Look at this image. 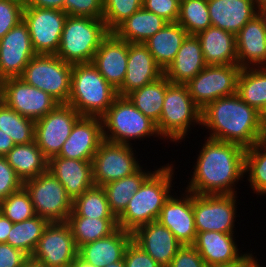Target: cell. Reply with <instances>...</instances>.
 I'll use <instances>...</instances> for the list:
<instances>
[{
	"instance_id": "cell-1",
	"label": "cell",
	"mask_w": 266,
	"mask_h": 267,
	"mask_svg": "<svg viewBox=\"0 0 266 267\" xmlns=\"http://www.w3.org/2000/svg\"><path fill=\"white\" fill-rule=\"evenodd\" d=\"M204 142L185 190L200 195L237 194L236 185L245 177L246 149L208 137Z\"/></svg>"
},
{
	"instance_id": "cell-2",
	"label": "cell",
	"mask_w": 266,
	"mask_h": 267,
	"mask_svg": "<svg viewBox=\"0 0 266 267\" xmlns=\"http://www.w3.org/2000/svg\"><path fill=\"white\" fill-rule=\"evenodd\" d=\"M211 139L235 143L244 149L265 140L261 113L245 103L237 93L209 103L201 110V128Z\"/></svg>"
},
{
	"instance_id": "cell-3",
	"label": "cell",
	"mask_w": 266,
	"mask_h": 267,
	"mask_svg": "<svg viewBox=\"0 0 266 267\" xmlns=\"http://www.w3.org/2000/svg\"><path fill=\"white\" fill-rule=\"evenodd\" d=\"M174 170L172 162L155 168L117 217L119 228L133 233L137 228L157 221L164 203L173 194Z\"/></svg>"
},
{
	"instance_id": "cell-4",
	"label": "cell",
	"mask_w": 266,
	"mask_h": 267,
	"mask_svg": "<svg viewBox=\"0 0 266 267\" xmlns=\"http://www.w3.org/2000/svg\"><path fill=\"white\" fill-rule=\"evenodd\" d=\"M118 96L115 89L91 63L72 65L67 104L81 116L102 117Z\"/></svg>"
},
{
	"instance_id": "cell-5",
	"label": "cell",
	"mask_w": 266,
	"mask_h": 267,
	"mask_svg": "<svg viewBox=\"0 0 266 267\" xmlns=\"http://www.w3.org/2000/svg\"><path fill=\"white\" fill-rule=\"evenodd\" d=\"M109 33L103 19L68 15L56 55L72 65L91 63Z\"/></svg>"
},
{
	"instance_id": "cell-6",
	"label": "cell",
	"mask_w": 266,
	"mask_h": 267,
	"mask_svg": "<svg viewBox=\"0 0 266 267\" xmlns=\"http://www.w3.org/2000/svg\"><path fill=\"white\" fill-rule=\"evenodd\" d=\"M105 141L133 145L130 141H142L147 137L162 139L156 123L139 111L127 96H117L101 117Z\"/></svg>"
},
{
	"instance_id": "cell-7",
	"label": "cell",
	"mask_w": 266,
	"mask_h": 267,
	"mask_svg": "<svg viewBox=\"0 0 266 267\" xmlns=\"http://www.w3.org/2000/svg\"><path fill=\"white\" fill-rule=\"evenodd\" d=\"M201 126V109L189 94L186 84L169 83L166 87L162 114L156 124L162 140L185 141L191 126ZM182 140V141H181Z\"/></svg>"
},
{
	"instance_id": "cell-8",
	"label": "cell",
	"mask_w": 266,
	"mask_h": 267,
	"mask_svg": "<svg viewBox=\"0 0 266 267\" xmlns=\"http://www.w3.org/2000/svg\"><path fill=\"white\" fill-rule=\"evenodd\" d=\"M72 64L57 55L36 54L20 76L26 83L67 103L71 89Z\"/></svg>"
},
{
	"instance_id": "cell-9",
	"label": "cell",
	"mask_w": 266,
	"mask_h": 267,
	"mask_svg": "<svg viewBox=\"0 0 266 267\" xmlns=\"http://www.w3.org/2000/svg\"><path fill=\"white\" fill-rule=\"evenodd\" d=\"M29 193L34 212L51 222H67L73 200L64 186L49 171L23 182Z\"/></svg>"
},
{
	"instance_id": "cell-10",
	"label": "cell",
	"mask_w": 266,
	"mask_h": 267,
	"mask_svg": "<svg viewBox=\"0 0 266 267\" xmlns=\"http://www.w3.org/2000/svg\"><path fill=\"white\" fill-rule=\"evenodd\" d=\"M241 69L237 64L207 65L186 83L195 104L202 110L216 99L237 93Z\"/></svg>"
},
{
	"instance_id": "cell-11",
	"label": "cell",
	"mask_w": 266,
	"mask_h": 267,
	"mask_svg": "<svg viewBox=\"0 0 266 267\" xmlns=\"http://www.w3.org/2000/svg\"><path fill=\"white\" fill-rule=\"evenodd\" d=\"M237 194H193L196 232L234 233L237 214Z\"/></svg>"
},
{
	"instance_id": "cell-12",
	"label": "cell",
	"mask_w": 266,
	"mask_h": 267,
	"mask_svg": "<svg viewBox=\"0 0 266 267\" xmlns=\"http://www.w3.org/2000/svg\"><path fill=\"white\" fill-rule=\"evenodd\" d=\"M8 107L34 121L53 111L60 103L48 93L26 83L20 77L1 80V96Z\"/></svg>"
},
{
	"instance_id": "cell-13",
	"label": "cell",
	"mask_w": 266,
	"mask_h": 267,
	"mask_svg": "<svg viewBox=\"0 0 266 267\" xmlns=\"http://www.w3.org/2000/svg\"><path fill=\"white\" fill-rule=\"evenodd\" d=\"M132 145L103 141L92 160L93 182L103 186L136 172L141 164ZM135 151V152H134Z\"/></svg>"
},
{
	"instance_id": "cell-14",
	"label": "cell",
	"mask_w": 266,
	"mask_h": 267,
	"mask_svg": "<svg viewBox=\"0 0 266 267\" xmlns=\"http://www.w3.org/2000/svg\"><path fill=\"white\" fill-rule=\"evenodd\" d=\"M67 16L58 9L24 7L23 21L36 54L56 55Z\"/></svg>"
},
{
	"instance_id": "cell-15",
	"label": "cell",
	"mask_w": 266,
	"mask_h": 267,
	"mask_svg": "<svg viewBox=\"0 0 266 267\" xmlns=\"http://www.w3.org/2000/svg\"><path fill=\"white\" fill-rule=\"evenodd\" d=\"M80 117L71 105L60 103L53 111L35 121V141L48 160L58 156Z\"/></svg>"
},
{
	"instance_id": "cell-16",
	"label": "cell",
	"mask_w": 266,
	"mask_h": 267,
	"mask_svg": "<svg viewBox=\"0 0 266 267\" xmlns=\"http://www.w3.org/2000/svg\"><path fill=\"white\" fill-rule=\"evenodd\" d=\"M71 228L67 222H51L45 227L32 258L47 267H69L77 258Z\"/></svg>"
},
{
	"instance_id": "cell-17",
	"label": "cell",
	"mask_w": 266,
	"mask_h": 267,
	"mask_svg": "<svg viewBox=\"0 0 266 267\" xmlns=\"http://www.w3.org/2000/svg\"><path fill=\"white\" fill-rule=\"evenodd\" d=\"M35 55L28 26L22 20L0 40V79L20 77Z\"/></svg>"
},
{
	"instance_id": "cell-18",
	"label": "cell",
	"mask_w": 266,
	"mask_h": 267,
	"mask_svg": "<svg viewBox=\"0 0 266 267\" xmlns=\"http://www.w3.org/2000/svg\"><path fill=\"white\" fill-rule=\"evenodd\" d=\"M157 221L168 228L182 245H193L197 237L193 193L184 190L181 197L171 194L164 203Z\"/></svg>"
},
{
	"instance_id": "cell-19",
	"label": "cell",
	"mask_w": 266,
	"mask_h": 267,
	"mask_svg": "<svg viewBox=\"0 0 266 267\" xmlns=\"http://www.w3.org/2000/svg\"><path fill=\"white\" fill-rule=\"evenodd\" d=\"M103 141L102 118L81 116L72 127L58 157L92 161Z\"/></svg>"
},
{
	"instance_id": "cell-20",
	"label": "cell",
	"mask_w": 266,
	"mask_h": 267,
	"mask_svg": "<svg viewBox=\"0 0 266 267\" xmlns=\"http://www.w3.org/2000/svg\"><path fill=\"white\" fill-rule=\"evenodd\" d=\"M129 42L110 32L100 43L92 64L105 80L118 89L125 79Z\"/></svg>"
},
{
	"instance_id": "cell-21",
	"label": "cell",
	"mask_w": 266,
	"mask_h": 267,
	"mask_svg": "<svg viewBox=\"0 0 266 267\" xmlns=\"http://www.w3.org/2000/svg\"><path fill=\"white\" fill-rule=\"evenodd\" d=\"M163 75L164 71L144 44L129 43L126 75L117 93L119 96H127Z\"/></svg>"
},
{
	"instance_id": "cell-22",
	"label": "cell",
	"mask_w": 266,
	"mask_h": 267,
	"mask_svg": "<svg viewBox=\"0 0 266 267\" xmlns=\"http://www.w3.org/2000/svg\"><path fill=\"white\" fill-rule=\"evenodd\" d=\"M237 65L241 68L266 67L264 11H260L235 35Z\"/></svg>"
},
{
	"instance_id": "cell-23",
	"label": "cell",
	"mask_w": 266,
	"mask_h": 267,
	"mask_svg": "<svg viewBox=\"0 0 266 267\" xmlns=\"http://www.w3.org/2000/svg\"><path fill=\"white\" fill-rule=\"evenodd\" d=\"M132 240L162 267H167L182 244L175 235L158 221L137 228Z\"/></svg>"
},
{
	"instance_id": "cell-24",
	"label": "cell",
	"mask_w": 266,
	"mask_h": 267,
	"mask_svg": "<svg viewBox=\"0 0 266 267\" xmlns=\"http://www.w3.org/2000/svg\"><path fill=\"white\" fill-rule=\"evenodd\" d=\"M48 171L64 186L72 200L94 186L92 161L52 157Z\"/></svg>"
},
{
	"instance_id": "cell-25",
	"label": "cell",
	"mask_w": 266,
	"mask_h": 267,
	"mask_svg": "<svg viewBox=\"0 0 266 267\" xmlns=\"http://www.w3.org/2000/svg\"><path fill=\"white\" fill-rule=\"evenodd\" d=\"M131 240L132 233L118 227L112 234L80 246L77 257L89 265L104 267L121 261Z\"/></svg>"
},
{
	"instance_id": "cell-26",
	"label": "cell",
	"mask_w": 266,
	"mask_h": 267,
	"mask_svg": "<svg viewBox=\"0 0 266 267\" xmlns=\"http://www.w3.org/2000/svg\"><path fill=\"white\" fill-rule=\"evenodd\" d=\"M212 26L236 35L260 10L252 0H207Z\"/></svg>"
},
{
	"instance_id": "cell-27",
	"label": "cell",
	"mask_w": 266,
	"mask_h": 267,
	"mask_svg": "<svg viewBox=\"0 0 266 267\" xmlns=\"http://www.w3.org/2000/svg\"><path fill=\"white\" fill-rule=\"evenodd\" d=\"M234 233L217 231L198 232L193 246L201 255L206 266L228 264L239 261L247 252H239Z\"/></svg>"
},
{
	"instance_id": "cell-28",
	"label": "cell",
	"mask_w": 266,
	"mask_h": 267,
	"mask_svg": "<svg viewBox=\"0 0 266 267\" xmlns=\"http://www.w3.org/2000/svg\"><path fill=\"white\" fill-rule=\"evenodd\" d=\"M206 66L200 41L196 35H187L164 76L170 83L186 84Z\"/></svg>"
},
{
	"instance_id": "cell-29",
	"label": "cell",
	"mask_w": 266,
	"mask_h": 267,
	"mask_svg": "<svg viewBox=\"0 0 266 267\" xmlns=\"http://www.w3.org/2000/svg\"><path fill=\"white\" fill-rule=\"evenodd\" d=\"M196 37L200 41L206 65L237 64L236 37L233 33L210 26Z\"/></svg>"
},
{
	"instance_id": "cell-30",
	"label": "cell",
	"mask_w": 266,
	"mask_h": 267,
	"mask_svg": "<svg viewBox=\"0 0 266 267\" xmlns=\"http://www.w3.org/2000/svg\"><path fill=\"white\" fill-rule=\"evenodd\" d=\"M187 35V31L178 22H168L144 45L164 71L174 60Z\"/></svg>"
},
{
	"instance_id": "cell-31",
	"label": "cell",
	"mask_w": 266,
	"mask_h": 267,
	"mask_svg": "<svg viewBox=\"0 0 266 267\" xmlns=\"http://www.w3.org/2000/svg\"><path fill=\"white\" fill-rule=\"evenodd\" d=\"M166 24L168 22L164 18L142 7L121 23L113 33L129 43L144 44Z\"/></svg>"
},
{
	"instance_id": "cell-32",
	"label": "cell",
	"mask_w": 266,
	"mask_h": 267,
	"mask_svg": "<svg viewBox=\"0 0 266 267\" xmlns=\"http://www.w3.org/2000/svg\"><path fill=\"white\" fill-rule=\"evenodd\" d=\"M5 158L22 182L48 171V159L38 148L36 141L15 145Z\"/></svg>"
},
{
	"instance_id": "cell-33",
	"label": "cell",
	"mask_w": 266,
	"mask_h": 267,
	"mask_svg": "<svg viewBox=\"0 0 266 267\" xmlns=\"http://www.w3.org/2000/svg\"><path fill=\"white\" fill-rule=\"evenodd\" d=\"M143 165L132 175L108 182L102 188L105 191L109 206L113 214L118 217L127 207L134 193L143 182L154 172L143 169ZM152 171V172H151Z\"/></svg>"
},
{
	"instance_id": "cell-34",
	"label": "cell",
	"mask_w": 266,
	"mask_h": 267,
	"mask_svg": "<svg viewBox=\"0 0 266 267\" xmlns=\"http://www.w3.org/2000/svg\"><path fill=\"white\" fill-rule=\"evenodd\" d=\"M170 81L163 75L127 95L132 104L156 124L162 114L166 87Z\"/></svg>"
},
{
	"instance_id": "cell-35",
	"label": "cell",
	"mask_w": 266,
	"mask_h": 267,
	"mask_svg": "<svg viewBox=\"0 0 266 267\" xmlns=\"http://www.w3.org/2000/svg\"><path fill=\"white\" fill-rule=\"evenodd\" d=\"M237 94L262 113L266 107V67L242 68L237 81Z\"/></svg>"
},
{
	"instance_id": "cell-36",
	"label": "cell",
	"mask_w": 266,
	"mask_h": 267,
	"mask_svg": "<svg viewBox=\"0 0 266 267\" xmlns=\"http://www.w3.org/2000/svg\"><path fill=\"white\" fill-rule=\"evenodd\" d=\"M77 249L87 243L112 234L117 228V218H89L69 216L67 219Z\"/></svg>"
},
{
	"instance_id": "cell-37",
	"label": "cell",
	"mask_w": 266,
	"mask_h": 267,
	"mask_svg": "<svg viewBox=\"0 0 266 267\" xmlns=\"http://www.w3.org/2000/svg\"><path fill=\"white\" fill-rule=\"evenodd\" d=\"M48 223L46 219L38 215L19 223H13L7 243L31 257Z\"/></svg>"
},
{
	"instance_id": "cell-38",
	"label": "cell",
	"mask_w": 266,
	"mask_h": 267,
	"mask_svg": "<svg viewBox=\"0 0 266 267\" xmlns=\"http://www.w3.org/2000/svg\"><path fill=\"white\" fill-rule=\"evenodd\" d=\"M0 130L9 135L15 145L35 141V121L20 115L1 100Z\"/></svg>"
},
{
	"instance_id": "cell-39",
	"label": "cell",
	"mask_w": 266,
	"mask_h": 267,
	"mask_svg": "<svg viewBox=\"0 0 266 267\" xmlns=\"http://www.w3.org/2000/svg\"><path fill=\"white\" fill-rule=\"evenodd\" d=\"M69 216L117 218L110 209L102 186L95 185L73 200L72 212Z\"/></svg>"
},
{
	"instance_id": "cell-40",
	"label": "cell",
	"mask_w": 266,
	"mask_h": 267,
	"mask_svg": "<svg viewBox=\"0 0 266 267\" xmlns=\"http://www.w3.org/2000/svg\"><path fill=\"white\" fill-rule=\"evenodd\" d=\"M244 174L253 193L265 196L266 194V141L254 144L245 151Z\"/></svg>"
},
{
	"instance_id": "cell-41",
	"label": "cell",
	"mask_w": 266,
	"mask_h": 267,
	"mask_svg": "<svg viewBox=\"0 0 266 267\" xmlns=\"http://www.w3.org/2000/svg\"><path fill=\"white\" fill-rule=\"evenodd\" d=\"M188 33L196 35L212 26L207 0H181L177 21Z\"/></svg>"
},
{
	"instance_id": "cell-42",
	"label": "cell",
	"mask_w": 266,
	"mask_h": 267,
	"mask_svg": "<svg viewBox=\"0 0 266 267\" xmlns=\"http://www.w3.org/2000/svg\"><path fill=\"white\" fill-rule=\"evenodd\" d=\"M0 212L13 223L36 216L29 193L24 187L0 201Z\"/></svg>"
},
{
	"instance_id": "cell-43",
	"label": "cell",
	"mask_w": 266,
	"mask_h": 267,
	"mask_svg": "<svg viewBox=\"0 0 266 267\" xmlns=\"http://www.w3.org/2000/svg\"><path fill=\"white\" fill-rule=\"evenodd\" d=\"M143 0H103V21L109 32L142 8Z\"/></svg>"
},
{
	"instance_id": "cell-44",
	"label": "cell",
	"mask_w": 266,
	"mask_h": 267,
	"mask_svg": "<svg viewBox=\"0 0 266 267\" xmlns=\"http://www.w3.org/2000/svg\"><path fill=\"white\" fill-rule=\"evenodd\" d=\"M25 0H0V40L23 20Z\"/></svg>"
},
{
	"instance_id": "cell-45",
	"label": "cell",
	"mask_w": 266,
	"mask_h": 267,
	"mask_svg": "<svg viewBox=\"0 0 266 267\" xmlns=\"http://www.w3.org/2000/svg\"><path fill=\"white\" fill-rule=\"evenodd\" d=\"M64 12L69 16L103 19V0H66Z\"/></svg>"
},
{
	"instance_id": "cell-46",
	"label": "cell",
	"mask_w": 266,
	"mask_h": 267,
	"mask_svg": "<svg viewBox=\"0 0 266 267\" xmlns=\"http://www.w3.org/2000/svg\"><path fill=\"white\" fill-rule=\"evenodd\" d=\"M23 187L22 180L9 165L5 156H0V201Z\"/></svg>"
},
{
	"instance_id": "cell-47",
	"label": "cell",
	"mask_w": 266,
	"mask_h": 267,
	"mask_svg": "<svg viewBox=\"0 0 266 267\" xmlns=\"http://www.w3.org/2000/svg\"><path fill=\"white\" fill-rule=\"evenodd\" d=\"M142 7L167 22L178 21L180 3L177 0H143Z\"/></svg>"
},
{
	"instance_id": "cell-48",
	"label": "cell",
	"mask_w": 266,
	"mask_h": 267,
	"mask_svg": "<svg viewBox=\"0 0 266 267\" xmlns=\"http://www.w3.org/2000/svg\"><path fill=\"white\" fill-rule=\"evenodd\" d=\"M123 260L126 267H162L133 240L126 247Z\"/></svg>"
},
{
	"instance_id": "cell-49",
	"label": "cell",
	"mask_w": 266,
	"mask_h": 267,
	"mask_svg": "<svg viewBox=\"0 0 266 267\" xmlns=\"http://www.w3.org/2000/svg\"><path fill=\"white\" fill-rule=\"evenodd\" d=\"M167 267H207L193 245H182Z\"/></svg>"
},
{
	"instance_id": "cell-50",
	"label": "cell",
	"mask_w": 266,
	"mask_h": 267,
	"mask_svg": "<svg viewBox=\"0 0 266 267\" xmlns=\"http://www.w3.org/2000/svg\"><path fill=\"white\" fill-rule=\"evenodd\" d=\"M28 258L23 251L8 243H0V267H22Z\"/></svg>"
},
{
	"instance_id": "cell-51",
	"label": "cell",
	"mask_w": 266,
	"mask_h": 267,
	"mask_svg": "<svg viewBox=\"0 0 266 267\" xmlns=\"http://www.w3.org/2000/svg\"><path fill=\"white\" fill-rule=\"evenodd\" d=\"M65 1L66 0H25L24 7L58 9L64 11Z\"/></svg>"
},
{
	"instance_id": "cell-52",
	"label": "cell",
	"mask_w": 266,
	"mask_h": 267,
	"mask_svg": "<svg viewBox=\"0 0 266 267\" xmlns=\"http://www.w3.org/2000/svg\"><path fill=\"white\" fill-rule=\"evenodd\" d=\"M13 222L0 212V243H7Z\"/></svg>"
},
{
	"instance_id": "cell-53",
	"label": "cell",
	"mask_w": 266,
	"mask_h": 267,
	"mask_svg": "<svg viewBox=\"0 0 266 267\" xmlns=\"http://www.w3.org/2000/svg\"><path fill=\"white\" fill-rule=\"evenodd\" d=\"M14 146L11 137L0 130V156H5Z\"/></svg>"
},
{
	"instance_id": "cell-54",
	"label": "cell",
	"mask_w": 266,
	"mask_h": 267,
	"mask_svg": "<svg viewBox=\"0 0 266 267\" xmlns=\"http://www.w3.org/2000/svg\"><path fill=\"white\" fill-rule=\"evenodd\" d=\"M254 258L253 253H245V255L239 260L228 264H216L207 267H246V265Z\"/></svg>"
},
{
	"instance_id": "cell-55",
	"label": "cell",
	"mask_w": 266,
	"mask_h": 267,
	"mask_svg": "<svg viewBox=\"0 0 266 267\" xmlns=\"http://www.w3.org/2000/svg\"><path fill=\"white\" fill-rule=\"evenodd\" d=\"M22 267H47L43 265L41 262L34 260L32 257H29L23 264Z\"/></svg>"
},
{
	"instance_id": "cell-56",
	"label": "cell",
	"mask_w": 266,
	"mask_h": 267,
	"mask_svg": "<svg viewBox=\"0 0 266 267\" xmlns=\"http://www.w3.org/2000/svg\"><path fill=\"white\" fill-rule=\"evenodd\" d=\"M69 267H96V266L89 265L77 257Z\"/></svg>"
},
{
	"instance_id": "cell-57",
	"label": "cell",
	"mask_w": 266,
	"mask_h": 267,
	"mask_svg": "<svg viewBox=\"0 0 266 267\" xmlns=\"http://www.w3.org/2000/svg\"><path fill=\"white\" fill-rule=\"evenodd\" d=\"M252 2L260 11H266V0H252Z\"/></svg>"
},
{
	"instance_id": "cell-58",
	"label": "cell",
	"mask_w": 266,
	"mask_h": 267,
	"mask_svg": "<svg viewBox=\"0 0 266 267\" xmlns=\"http://www.w3.org/2000/svg\"><path fill=\"white\" fill-rule=\"evenodd\" d=\"M258 258L255 256L247 265L246 267H262V265H259L257 262Z\"/></svg>"
},
{
	"instance_id": "cell-59",
	"label": "cell",
	"mask_w": 266,
	"mask_h": 267,
	"mask_svg": "<svg viewBox=\"0 0 266 267\" xmlns=\"http://www.w3.org/2000/svg\"><path fill=\"white\" fill-rule=\"evenodd\" d=\"M104 267H126V266H125L124 260L122 259L121 261H118L116 263H112L109 265H105Z\"/></svg>"
},
{
	"instance_id": "cell-60",
	"label": "cell",
	"mask_w": 266,
	"mask_h": 267,
	"mask_svg": "<svg viewBox=\"0 0 266 267\" xmlns=\"http://www.w3.org/2000/svg\"><path fill=\"white\" fill-rule=\"evenodd\" d=\"M261 123L263 128L266 130V107L261 113Z\"/></svg>"
},
{
	"instance_id": "cell-61",
	"label": "cell",
	"mask_w": 266,
	"mask_h": 267,
	"mask_svg": "<svg viewBox=\"0 0 266 267\" xmlns=\"http://www.w3.org/2000/svg\"><path fill=\"white\" fill-rule=\"evenodd\" d=\"M264 28H265V34H266V11H264Z\"/></svg>"
},
{
	"instance_id": "cell-62",
	"label": "cell",
	"mask_w": 266,
	"mask_h": 267,
	"mask_svg": "<svg viewBox=\"0 0 266 267\" xmlns=\"http://www.w3.org/2000/svg\"><path fill=\"white\" fill-rule=\"evenodd\" d=\"M0 96H1V79H0Z\"/></svg>"
}]
</instances>
